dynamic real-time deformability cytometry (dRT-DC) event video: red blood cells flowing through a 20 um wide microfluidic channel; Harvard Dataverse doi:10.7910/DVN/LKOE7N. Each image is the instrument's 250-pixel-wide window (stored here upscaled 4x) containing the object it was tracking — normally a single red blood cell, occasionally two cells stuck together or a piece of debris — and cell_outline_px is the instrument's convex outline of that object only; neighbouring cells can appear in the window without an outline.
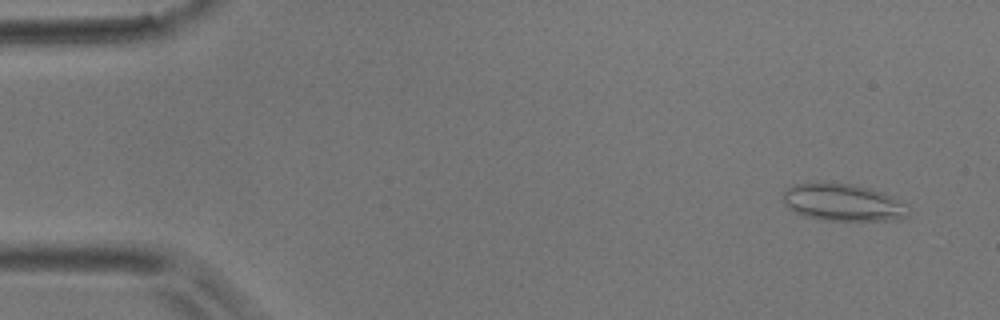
{"species": "common noctule bat (a hibernating species)", "species_latin": "Nyctalus noctula", "temperature_condition": "room temperature", "stored_images_in_passage": 33, "camera_frame_rate_fps": 3000, "um_per_image_px": 0.085, "animal": {"sex": "male", "body_mass_g": 17.9}, "frame": {"image": 1, "passage_image": 3, "time_ms": 0.667, "image_size_px": [1000, 320], "cell_outline_px": [[908, 216], [896, 220], [824, 220], [804, 216], [788, 208], [780, 200], [784, 192], [792, 184], [852, 184], [868, 188], [880, 192], [908, 204]], "centroid_in_image_um": [71.64, 17.23], "position_along_channel_um": 13.4, "area_um2": 26.82}}
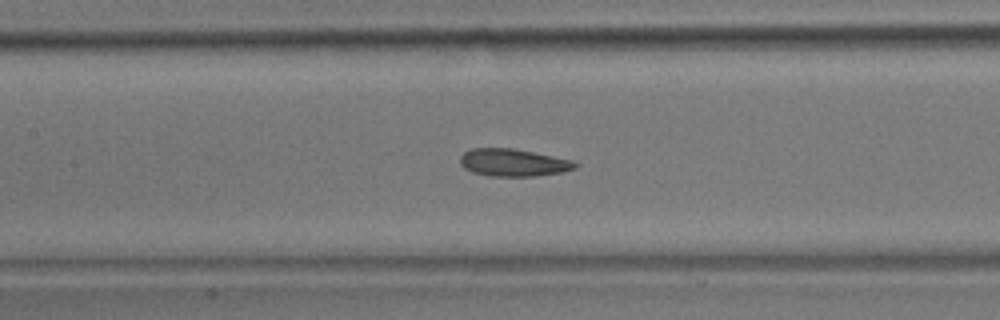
{"frame": {"image": 2, "passage_image": 24, "time_ms": 7.667, "image_size_px": [1000, 320], "cell_outline_px": [[580, 164], [576, 168], [560, 172], [536, 176], [492, 176], [472, 172], [464, 168], [460, 164], [460, 156], [464, 152], [472, 148], [512, 148], [572, 160]], "centroid_in_image_um": [43.61, 13.82], "position_along_channel_um": 163.8, "area_um2": 18.32}}
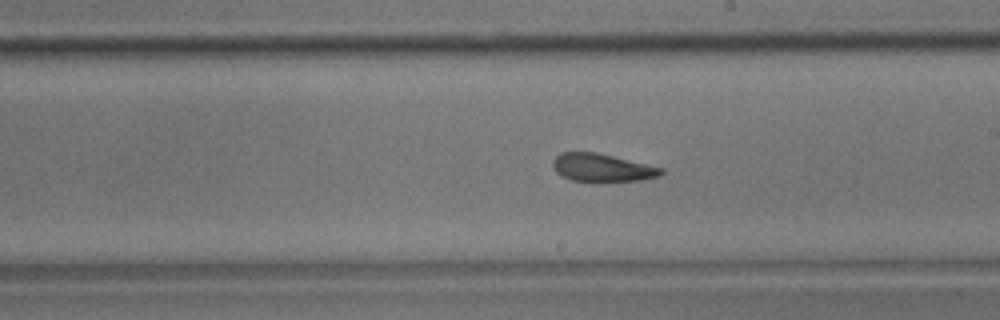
{"frame": {"image": 3, "passage_image": 30, "time_ms": 9.667, "image_size_px": [1000, 320], "cell_outline_px": [[664, 172], [660, 176], [640, 180], [572, 180], [560, 176], [556, 172], [552, 164], [552, 160], [560, 152], [596, 152], [664, 168]], "centroid_in_image_um": [51.16, 14.23], "position_along_channel_um": 237.8, "area_um2": 17.34}}